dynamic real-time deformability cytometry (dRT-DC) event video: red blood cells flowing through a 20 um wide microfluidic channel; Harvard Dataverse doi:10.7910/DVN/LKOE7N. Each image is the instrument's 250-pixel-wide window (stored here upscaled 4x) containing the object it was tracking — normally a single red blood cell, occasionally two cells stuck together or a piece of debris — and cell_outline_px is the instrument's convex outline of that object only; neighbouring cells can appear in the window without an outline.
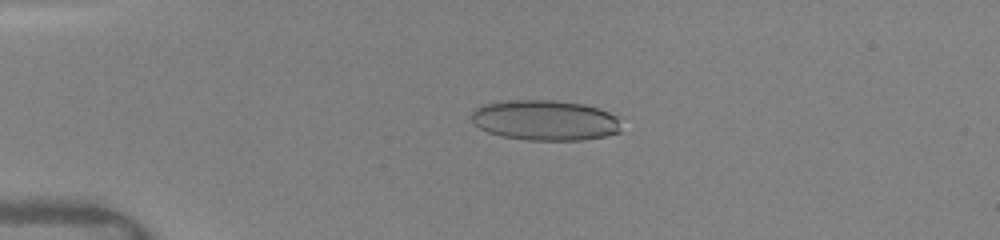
{"species": "human", "species_latin": "Homo sapiens", "temperature_condition": "warm", "stored_images_in_passage": 21, "camera_frame_rate_fps": 3000, "um_per_image_px": 0.085, "donor": {"sex": "female"}, "frame": {"image": 1, "passage_image": 12, "time_ms": 3.667, "image_size_px": [1000, 240], "cell_outline_px": [[620, 132], [604, 136], [584, 140], [528, 140], [500, 136], [488, 132], [480, 128], [472, 120], [472, 112], [476, 108], [484, 104], [508, 100], [556, 100], [584, 104], [600, 108], [620, 116]], "centroid_in_image_um": [46.38, 10.22], "position_along_channel_um": 38.6, "area_um2": 35.55}}
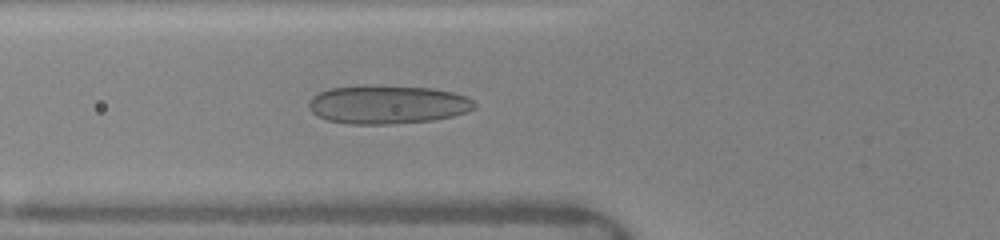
{"frame": {"image": 2, "passage_image": 18, "time_ms": 6.0, "image_size_px": [1000, 240], "cell_outline_px": [[476, 108], [468, 112], [452, 116], [432, 120], [388, 124], [348, 124], [328, 120], [312, 112], [308, 108], [308, 100], [312, 96], [320, 92], [332, 88], [432, 88], [452, 92], [464, 96], [472, 100], [476, 104]], "centroid_in_image_um": [32.96, 8.93], "position_along_channel_um": 92.8, "area_um2": 36.01}}
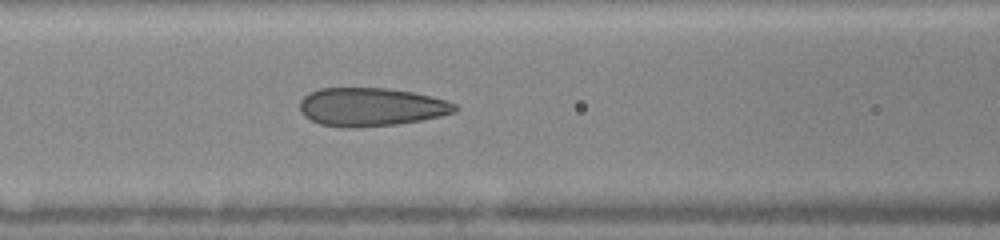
{"frame": {"image": 3, "passage_image": 21, "time_ms": 7.0, "image_size_px": [1000, 240], "cell_outline_px": [[460, 108], [456, 112], [440, 116], [420, 120], [396, 124], [356, 128], [340, 128], [320, 124], [304, 116], [300, 112], [300, 100], [308, 92], [320, 88], [388, 88], [412, 92], [432, 96], [448, 100], [456, 104]], "centroid_in_image_um": [31.54, 9.09], "position_along_channel_um": 135.1, "area_um2": 35.08}}